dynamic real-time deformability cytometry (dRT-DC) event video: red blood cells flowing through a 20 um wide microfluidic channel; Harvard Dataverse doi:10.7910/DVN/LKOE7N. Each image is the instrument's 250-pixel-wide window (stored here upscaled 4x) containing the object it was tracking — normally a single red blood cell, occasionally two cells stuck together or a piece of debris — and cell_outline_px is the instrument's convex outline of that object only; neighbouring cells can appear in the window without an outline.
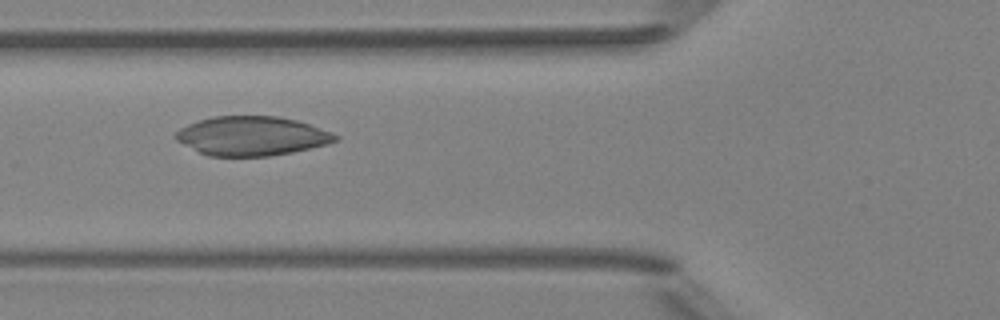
{"species": "Egyptian fruit bat (a non-hibernating species)", "species_latin": "Rousettus aegyptiacus", "temperature_condition": "room temperature", "stored_images_in_passage": 5, "camera_frame_rate_fps": 3000, "um_per_image_px": 0.085, "animal": {"sex": "female"}, "frame": {"image": 1, "passage_image": 2, "time_ms": 1.0, "image_size_px": [1000, 320], "cell_outline_px": [[340, 140], [328, 144], [292, 152], [268, 156], [208, 156], [176, 140], [172, 136], [180, 128], [188, 124], [212, 116], [276, 116], [296, 120], [332, 132], [340, 136]], "centroid_in_image_um": [21.41, 11.56], "position_along_channel_um": 104.4, "area_um2": 36.41}}
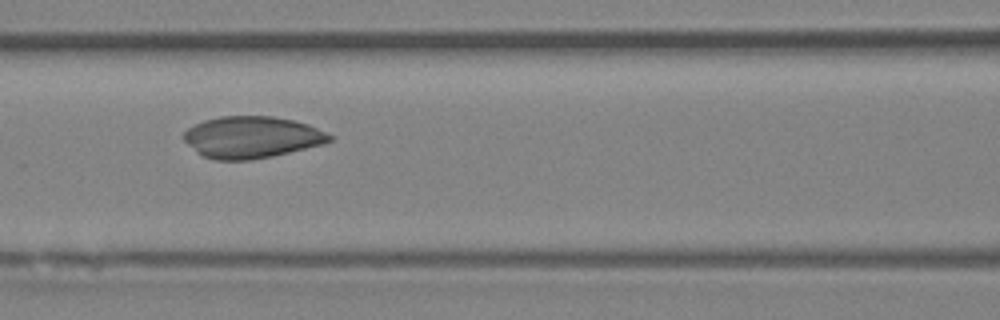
{"frame": {"image": 2, "passage_image": 3, "time_ms": 2.0, "image_size_px": [1000, 320], "cell_outline_px": [[332, 140], [320, 144], [272, 156], [252, 160], [216, 160], [200, 156], [180, 136], [188, 128], [204, 120], [220, 116], [272, 116], [292, 120], [308, 124], [332, 136]], "centroid_in_image_um": [21.32, 11.66], "position_along_channel_um": 145.3, "area_um2": 35.26}}
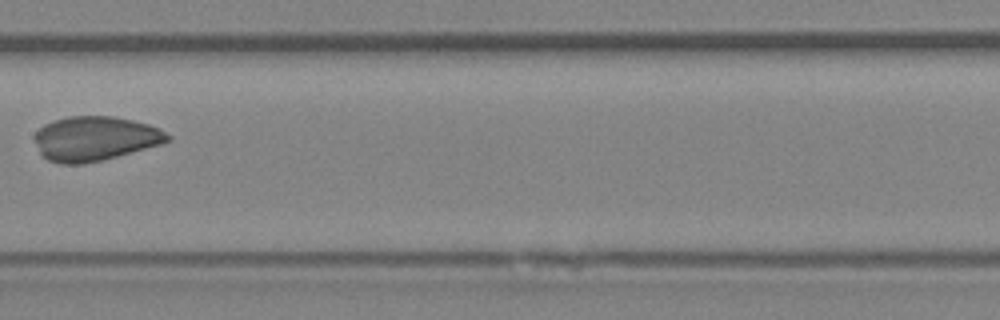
{"frame": {"image": 3, "passage_image": 4, "time_ms": 3.333, "image_size_px": [1000, 320], "cell_outline_px": [[172, 140], [164, 144], [104, 160], [84, 164], [60, 164], [48, 160], [40, 152], [32, 136], [44, 124], [52, 120], [68, 116], [112, 116], [132, 120], [148, 124], [160, 128], [172, 136]], "centroid_in_image_um": [8.11, 11.78], "position_along_channel_um": 199.3, "area_um2": 34.97}}